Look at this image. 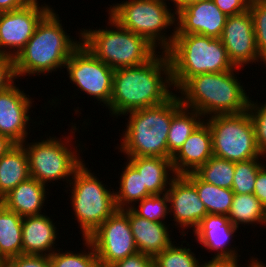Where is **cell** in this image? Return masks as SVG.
Instances as JSON below:
<instances>
[{"label":"cell","instance_id":"obj_1","mask_svg":"<svg viewBox=\"0 0 266 267\" xmlns=\"http://www.w3.org/2000/svg\"><path fill=\"white\" fill-rule=\"evenodd\" d=\"M172 86L170 61L162 51L144 64L114 70L108 109L118 117L163 104L175 94Z\"/></svg>","mask_w":266,"mask_h":267},{"label":"cell","instance_id":"obj_2","mask_svg":"<svg viewBox=\"0 0 266 267\" xmlns=\"http://www.w3.org/2000/svg\"><path fill=\"white\" fill-rule=\"evenodd\" d=\"M51 9L39 22L34 34L13 59L16 79L20 76L52 73L65 68L72 52L82 43L63 30L59 15Z\"/></svg>","mask_w":266,"mask_h":267},{"label":"cell","instance_id":"obj_3","mask_svg":"<svg viewBox=\"0 0 266 267\" xmlns=\"http://www.w3.org/2000/svg\"><path fill=\"white\" fill-rule=\"evenodd\" d=\"M239 69L235 67L230 71L204 73L189 78L178 89L182 95H178L181 104L197 111L203 118L247 111L249 95L234 74Z\"/></svg>","mask_w":266,"mask_h":267},{"label":"cell","instance_id":"obj_4","mask_svg":"<svg viewBox=\"0 0 266 267\" xmlns=\"http://www.w3.org/2000/svg\"><path fill=\"white\" fill-rule=\"evenodd\" d=\"M182 106L177 94L165 103L132 111L121 138L120 151L126 157L171 158L167 137L173 114Z\"/></svg>","mask_w":266,"mask_h":267},{"label":"cell","instance_id":"obj_5","mask_svg":"<svg viewBox=\"0 0 266 267\" xmlns=\"http://www.w3.org/2000/svg\"><path fill=\"white\" fill-rule=\"evenodd\" d=\"M166 53L170 61L175 92L195 75L220 73L235 68L220 38L175 34L173 43Z\"/></svg>","mask_w":266,"mask_h":267},{"label":"cell","instance_id":"obj_6","mask_svg":"<svg viewBox=\"0 0 266 267\" xmlns=\"http://www.w3.org/2000/svg\"><path fill=\"white\" fill-rule=\"evenodd\" d=\"M108 20L112 30L106 26L105 29L83 28L80 31L82 44L112 69L138 66L161 53L144 37L121 27L110 16Z\"/></svg>","mask_w":266,"mask_h":267},{"label":"cell","instance_id":"obj_7","mask_svg":"<svg viewBox=\"0 0 266 267\" xmlns=\"http://www.w3.org/2000/svg\"><path fill=\"white\" fill-rule=\"evenodd\" d=\"M168 7L166 0H128L111 5L108 14L121 27L144 37L166 52L176 33V29L170 36L164 33L168 26L176 23V12Z\"/></svg>","mask_w":266,"mask_h":267},{"label":"cell","instance_id":"obj_8","mask_svg":"<svg viewBox=\"0 0 266 267\" xmlns=\"http://www.w3.org/2000/svg\"><path fill=\"white\" fill-rule=\"evenodd\" d=\"M75 218L83 238H88L116 210L115 191L104 183L83 163L68 183Z\"/></svg>","mask_w":266,"mask_h":267},{"label":"cell","instance_id":"obj_9","mask_svg":"<svg viewBox=\"0 0 266 267\" xmlns=\"http://www.w3.org/2000/svg\"><path fill=\"white\" fill-rule=\"evenodd\" d=\"M204 120L211 130L213 156L240 162L263 155L256 144L248 110L239 114L214 115Z\"/></svg>","mask_w":266,"mask_h":267},{"label":"cell","instance_id":"obj_10","mask_svg":"<svg viewBox=\"0 0 266 267\" xmlns=\"http://www.w3.org/2000/svg\"><path fill=\"white\" fill-rule=\"evenodd\" d=\"M70 139V136L65 137L63 141L61 138L49 137L29 144L25 141L23 144L28 156L30 177L45 185L61 179H66V183L70 182V176H73L84 162L78 156L80 154L76 153L77 147L76 150L73 148L74 151L70 149L73 146L69 144Z\"/></svg>","mask_w":266,"mask_h":267},{"label":"cell","instance_id":"obj_11","mask_svg":"<svg viewBox=\"0 0 266 267\" xmlns=\"http://www.w3.org/2000/svg\"><path fill=\"white\" fill-rule=\"evenodd\" d=\"M65 67L69 79L80 91L106 107L110 105L114 69L96 58L82 43L72 52Z\"/></svg>","mask_w":266,"mask_h":267},{"label":"cell","instance_id":"obj_12","mask_svg":"<svg viewBox=\"0 0 266 267\" xmlns=\"http://www.w3.org/2000/svg\"><path fill=\"white\" fill-rule=\"evenodd\" d=\"M101 267L138 253L128 215L117 209L89 237Z\"/></svg>","mask_w":266,"mask_h":267},{"label":"cell","instance_id":"obj_13","mask_svg":"<svg viewBox=\"0 0 266 267\" xmlns=\"http://www.w3.org/2000/svg\"><path fill=\"white\" fill-rule=\"evenodd\" d=\"M51 9L46 4L40 7L37 0H33L22 8L0 13V54L14 59Z\"/></svg>","mask_w":266,"mask_h":267},{"label":"cell","instance_id":"obj_14","mask_svg":"<svg viewBox=\"0 0 266 267\" xmlns=\"http://www.w3.org/2000/svg\"><path fill=\"white\" fill-rule=\"evenodd\" d=\"M229 60L235 67L243 68L249 63L263 62L256 45L250 11L228 16L220 37ZM246 64V65H245Z\"/></svg>","mask_w":266,"mask_h":267},{"label":"cell","instance_id":"obj_15","mask_svg":"<svg viewBox=\"0 0 266 267\" xmlns=\"http://www.w3.org/2000/svg\"><path fill=\"white\" fill-rule=\"evenodd\" d=\"M174 9L176 12L175 34L221 37L227 16L212 0L196 2L184 7H174Z\"/></svg>","mask_w":266,"mask_h":267},{"label":"cell","instance_id":"obj_16","mask_svg":"<svg viewBox=\"0 0 266 267\" xmlns=\"http://www.w3.org/2000/svg\"><path fill=\"white\" fill-rule=\"evenodd\" d=\"M32 99L13 83L0 92V134L7 136L15 144H23L27 139L31 117Z\"/></svg>","mask_w":266,"mask_h":267},{"label":"cell","instance_id":"obj_17","mask_svg":"<svg viewBox=\"0 0 266 267\" xmlns=\"http://www.w3.org/2000/svg\"><path fill=\"white\" fill-rule=\"evenodd\" d=\"M167 195L169 205L171 204L169 213H173V221L182 229L192 227L194 230L208 214L204 203L199 198L196 187L184 175L173 177Z\"/></svg>","mask_w":266,"mask_h":267},{"label":"cell","instance_id":"obj_18","mask_svg":"<svg viewBox=\"0 0 266 267\" xmlns=\"http://www.w3.org/2000/svg\"><path fill=\"white\" fill-rule=\"evenodd\" d=\"M237 229L226 215L207 214L193 233L197 243L217 252L212 260H237L240 255L238 256L235 248L233 250V247L231 249L229 247V242Z\"/></svg>","mask_w":266,"mask_h":267},{"label":"cell","instance_id":"obj_19","mask_svg":"<svg viewBox=\"0 0 266 267\" xmlns=\"http://www.w3.org/2000/svg\"><path fill=\"white\" fill-rule=\"evenodd\" d=\"M211 156H213L211 130L209 125L203 121L172 157L175 175L195 172Z\"/></svg>","mask_w":266,"mask_h":267},{"label":"cell","instance_id":"obj_20","mask_svg":"<svg viewBox=\"0 0 266 267\" xmlns=\"http://www.w3.org/2000/svg\"><path fill=\"white\" fill-rule=\"evenodd\" d=\"M54 224L53 220L44 213L23 217L22 254L50 256L55 252L54 244L58 232Z\"/></svg>","mask_w":266,"mask_h":267},{"label":"cell","instance_id":"obj_21","mask_svg":"<svg viewBox=\"0 0 266 267\" xmlns=\"http://www.w3.org/2000/svg\"><path fill=\"white\" fill-rule=\"evenodd\" d=\"M128 215L134 241L138 252L152 257L161 253L172 243L166 222H154L139 217L131 209L123 210Z\"/></svg>","mask_w":266,"mask_h":267},{"label":"cell","instance_id":"obj_22","mask_svg":"<svg viewBox=\"0 0 266 267\" xmlns=\"http://www.w3.org/2000/svg\"><path fill=\"white\" fill-rule=\"evenodd\" d=\"M47 185L29 177L13 188L0 202L9 210L21 217L42 214L46 200Z\"/></svg>","mask_w":266,"mask_h":267},{"label":"cell","instance_id":"obj_23","mask_svg":"<svg viewBox=\"0 0 266 267\" xmlns=\"http://www.w3.org/2000/svg\"><path fill=\"white\" fill-rule=\"evenodd\" d=\"M127 158L128 162L142 176L143 187H146L151 195L167 193V187H169L172 177L175 176L171 158L150 156ZM169 172L173 175L170 176Z\"/></svg>","mask_w":266,"mask_h":267},{"label":"cell","instance_id":"obj_24","mask_svg":"<svg viewBox=\"0 0 266 267\" xmlns=\"http://www.w3.org/2000/svg\"><path fill=\"white\" fill-rule=\"evenodd\" d=\"M29 177L24 144H15L0 157V200Z\"/></svg>","mask_w":266,"mask_h":267},{"label":"cell","instance_id":"obj_25","mask_svg":"<svg viewBox=\"0 0 266 267\" xmlns=\"http://www.w3.org/2000/svg\"><path fill=\"white\" fill-rule=\"evenodd\" d=\"M22 219L0 202V254L6 260L22 254Z\"/></svg>","mask_w":266,"mask_h":267},{"label":"cell","instance_id":"obj_26","mask_svg":"<svg viewBox=\"0 0 266 267\" xmlns=\"http://www.w3.org/2000/svg\"><path fill=\"white\" fill-rule=\"evenodd\" d=\"M184 176L196 187L208 214L228 215L234 198V192L231 189L204 182L194 172Z\"/></svg>","mask_w":266,"mask_h":267},{"label":"cell","instance_id":"obj_27","mask_svg":"<svg viewBox=\"0 0 266 267\" xmlns=\"http://www.w3.org/2000/svg\"><path fill=\"white\" fill-rule=\"evenodd\" d=\"M204 119L200 113L183 105L173 114L167 137L168 153L172 157Z\"/></svg>","mask_w":266,"mask_h":267},{"label":"cell","instance_id":"obj_28","mask_svg":"<svg viewBox=\"0 0 266 267\" xmlns=\"http://www.w3.org/2000/svg\"><path fill=\"white\" fill-rule=\"evenodd\" d=\"M229 221L237 228L240 224L266 225V208L254 194H234Z\"/></svg>","mask_w":266,"mask_h":267},{"label":"cell","instance_id":"obj_29","mask_svg":"<svg viewBox=\"0 0 266 267\" xmlns=\"http://www.w3.org/2000/svg\"><path fill=\"white\" fill-rule=\"evenodd\" d=\"M119 191L115 192V203L117 209H130L135 202H140L145 197L151 196L146 187H143L142 176L129 163L120 176Z\"/></svg>","mask_w":266,"mask_h":267},{"label":"cell","instance_id":"obj_30","mask_svg":"<svg viewBox=\"0 0 266 267\" xmlns=\"http://www.w3.org/2000/svg\"><path fill=\"white\" fill-rule=\"evenodd\" d=\"M234 171L235 162L211 156L194 173L204 182L231 189Z\"/></svg>","mask_w":266,"mask_h":267},{"label":"cell","instance_id":"obj_31","mask_svg":"<svg viewBox=\"0 0 266 267\" xmlns=\"http://www.w3.org/2000/svg\"><path fill=\"white\" fill-rule=\"evenodd\" d=\"M84 246L90 251L74 253L73 251L60 252V248L49 256L52 267H101L95 249L88 238H83ZM58 251V252H57Z\"/></svg>","mask_w":266,"mask_h":267},{"label":"cell","instance_id":"obj_32","mask_svg":"<svg viewBox=\"0 0 266 267\" xmlns=\"http://www.w3.org/2000/svg\"><path fill=\"white\" fill-rule=\"evenodd\" d=\"M253 158L247 161L235 162V171L231 190L234 194H253L255 180L259 169L264 165L259 159Z\"/></svg>","mask_w":266,"mask_h":267},{"label":"cell","instance_id":"obj_33","mask_svg":"<svg viewBox=\"0 0 266 267\" xmlns=\"http://www.w3.org/2000/svg\"><path fill=\"white\" fill-rule=\"evenodd\" d=\"M171 244L165 248L161 253L153 257V267H200L198 259L195 254L191 252L190 248L175 246Z\"/></svg>","mask_w":266,"mask_h":267},{"label":"cell","instance_id":"obj_34","mask_svg":"<svg viewBox=\"0 0 266 267\" xmlns=\"http://www.w3.org/2000/svg\"><path fill=\"white\" fill-rule=\"evenodd\" d=\"M169 199L167 193L145 197L138 203V208H130L139 217L154 222H164L169 213ZM168 214V215H167Z\"/></svg>","mask_w":266,"mask_h":267},{"label":"cell","instance_id":"obj_35","mask_svg":"<svg viewBox=\"0 0 266 267\" xmlns=\"http://www.w3.org/2000/svg\"><path fill=\"white\" fill-rule=\"evenodd\" d=\"M249 11L253 21L256 45L260 57L266 60V1L252 0Z\"/></svg>","mask_w":266,"mask_h":267},{"label":"cell","instance_id":"obj_36","mask_svg":"<svg viewBox=\"0 0 266 267\" xmlns=\"http://www.w3.org/2000/svg\"><path fill=\"white\" fill-rule=\"evenodd\" d=\"M264 103L254 102L250 98L248 113L253 123L257 148L266 157V102Z\"/></svg>","mask_w":266,"mask_h":267},{"label":"cell","instance_id":"obj_37","mask_svg":"<svg viewBox=\"0 0 266 267\" xmlns=\"http://www.w3.org/2000/svg\"><path fill=\"white\" fill-rule=\"evenodd\" d=\"M4 267H52L49 256L25 255L6 260Z\"/></svg>","mask_w":266,"mask_h":267},{"label":"cell","instance_id":"obj_38","mask_svg":"<svg viewBox=\"0 0 266 267\" xmlns=\"http://www.w3.org/2000/svg\"><path fill=\"white\" fill-rule=\"evenodd\" d=\"M13 58L0 54V92L15 82Z\"/></svg>","mask_w":266,"mask_h":267},{"label":"cell","instance_id":"obj_39","mask_svg":"<svg viewBox=\"0 0 266 267\" xmlns=\"http://www.w3.org/2000/svg\"><path fill=\"white\" fill-rule=\"evenodd\" d=\"M227 17L249 10L252 0H212Z\"/></svg>","mask_w":266,"mask_h":267},{"label":"cell","instance_id":"obj_40","mask_svg":"<svg viewBox=\"0 0 266 267\" xmlns=\"http://www.w3.org/2000/svg\"><path fill=\"white\" fill-rule=\"evenodd\" d=\"M108 267H153V257L138 252Z\"/></svg>","mask_w":266,"mask_h":267},{"label":"cell","instance_id":"obj_41","mask_svg":"<svg viewBox=\"0 0 266 267\" xmlns=\"http://www.w3.org/2000/svg\"><path fill=\"white\" fill-rule=\"evenodd\" d=\"M253 194L259 199L261 204L266 208V166L265 164L259 169Z\"/></svg>","mask_w":266,"mask_h":267},{"label":"cell","instance_id":"obj_42","mask_svg":"<svg viewBox=\"0 0 266 267\" xmlns=\"http://www.w3.org/2000/svg\"><path fill=\"white\" fill-rule=\"evenodd\" d=\"M32 1L33 0H0V13L22 8Z\"/></svg>","mask_w":266,"mask_h":267},{"label":"cell","instance_id":"obj_43","mask_svg":"<svg viewBox=\"0 0 266 267\" xmlns=\"http://www.w3.org/2000/svg\"><path fill=\"white\" fill-rule=\"evenodd\" d=\"M252 260V261H251ZM248 267L256 260L251 258ZM239 260H209L208 262L202 263L200 267H240L238 265Z\"/></svg>","mask_w":266,"mask_h":267},{"label":"cell","instance_id":"obj_44","mask_svg":"<svg viewBox=\"0 0 266 267\" xmlns=\"http://www.w3.org/2000/svg\"><path fill=\"white\" fill-rule=\"evenodd\" d=\"M15 143L11 141L7 136L0 134V157L4 155Z\"/></svg>","mask_w":266,"mask_h":267},{"label":"cell","instance_id":"obj_45","mask_svg":"<svg viewBox=\"0 0 266 267\" xmlns=\"http://www.w3.org/2000/svg\"><path fill=\"white\" fill-rule=\"evenodd\" d=\"M204 0H180L176 5H174L175 7H184L186 5H190L196 2H201Z\"/></svg>","mask_w":266,"mask_h":267},{"label":"cell","instance_id":"obj_46","mask_svg":"<svg viewBox=\"0 0 266 267\" xmlns=\"http://www.w3.org/2000/svg\"><path fill=\"white\" fill-rule=\"evenodd\" d=\"M249 267H266V264H263L258 258L249 266Z\"/></svg>","mask_w":266,"mask_h":267},{"label":"cell","instance_id":"obj_47","mask_svg":"<svg viewBox=\"0 0 266 267\" xmlns=\"http://www.w3.org/2000/svg\"><path fill=\"white\" fill-rule=\"evenodd\" d=\"M6 259L0 254V263L5 265Z\"/></svg>","mask_w":266,"mask_h":267},{"label":"cell","instance_id":"obj_48","mask_svg":"<svg viewBox=\"0 0 266 267\" xmlns=\"http://www.w3.org/2000/svg\"><path fill=\"white\" fill-rule=\"evenodd\" d=\"M167 1V0H166ZM169 1V0H168ZM172 2H174V4L176 5L180 0H170Z\"/></svg>","mask_w":266,"mask_h":267}]
</instances>
